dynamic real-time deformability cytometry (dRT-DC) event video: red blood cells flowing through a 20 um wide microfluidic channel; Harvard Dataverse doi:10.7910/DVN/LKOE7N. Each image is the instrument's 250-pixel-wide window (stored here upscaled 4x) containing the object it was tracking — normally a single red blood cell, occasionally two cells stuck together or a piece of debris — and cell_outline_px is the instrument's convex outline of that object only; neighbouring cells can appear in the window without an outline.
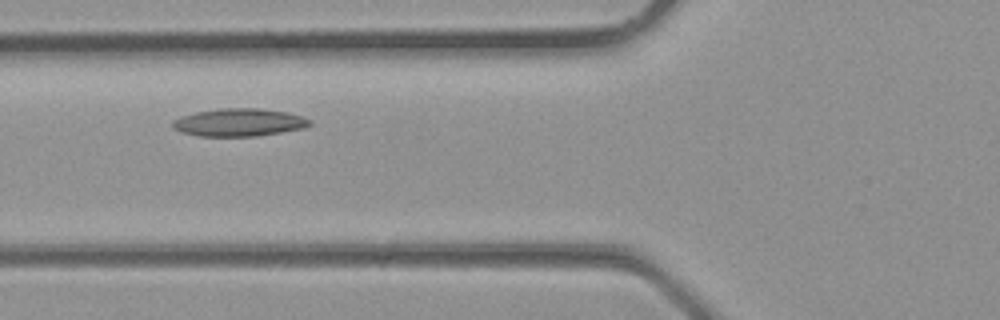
{"species": "common noctule bat (a hibernating species)", "species_latin": "Nyctalus noctula", "temperature_condition": "room temperature", "stored_images_in_passage": 25, "camera_frame_rate_fps": 3000, "um_per_image_px": 0.085, "animal": {"sex": "male", "body_mass_g": 23.1, "forearm_length_mm": 52.7}, "frame": {"image": 1, "passage_image": 4, "time_ms": 1.0, "image_size_px": [1000, 320], "cell_outline_px": [[312, 124], [300, 128], [280, 132], [256, 136], [200, 136], [180, 132], [172, 128], [172, 120], [180, 116], [196, 112], [220, 108], [260, 108], [284, 112], [300, 116], [312, 120]], "centroid_in_image_um": [20.25, 10.4], "position_along_channel_um": 105.6, "area_um2": 22.08}}
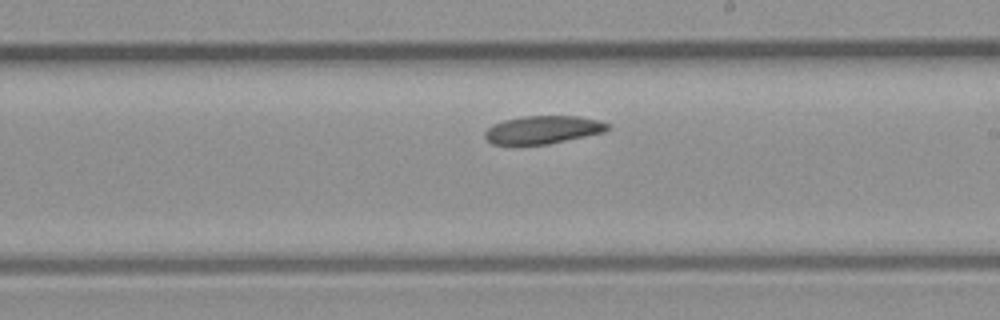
{"frame": {"image": 2, "passage_image": 11, "time_ms": 3.333, "image_size_px": [1000, 320], "cell_outline_px": [[608, 128], [604, 132], [548, 144], [492, 144], [484, 136], [484, 132], [492, 124], [504, 120], [524, 116], [580, 116], [600, 120], [608, 124]], "centroid_in_image_um": [46.14, 11.02], "position_along_channel_um": 242.9, "area_um2": 19.88}}
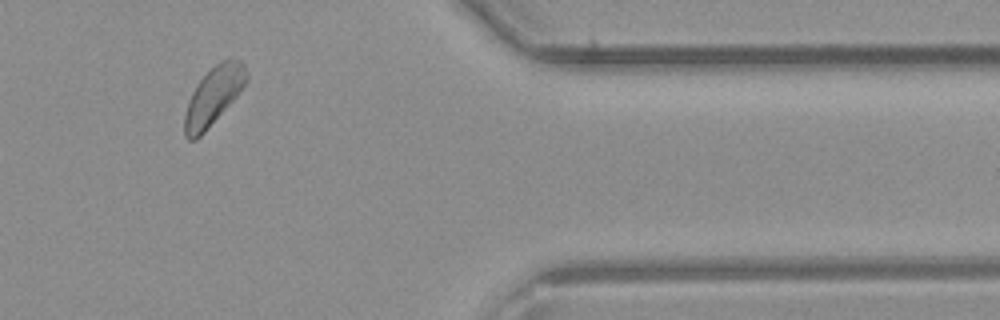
{"frame": {"image": 3, "passage_image": 20, "time_ms": 6.333, "image_size_px": [1000, 320], "cell_outline_px": [[248, 80], [240, 92], [204, 132], [196, 140], [188, 140], [184, 136], [184, 116], [188, 100], [196, 84], [220, 60], [228, 56], [240, 60], [244, 64], [248, 76]], "centroid_in_image_um": [18.15, 8.13], "position_along_channel_um": 393.3, "area_um2": 20.92}}